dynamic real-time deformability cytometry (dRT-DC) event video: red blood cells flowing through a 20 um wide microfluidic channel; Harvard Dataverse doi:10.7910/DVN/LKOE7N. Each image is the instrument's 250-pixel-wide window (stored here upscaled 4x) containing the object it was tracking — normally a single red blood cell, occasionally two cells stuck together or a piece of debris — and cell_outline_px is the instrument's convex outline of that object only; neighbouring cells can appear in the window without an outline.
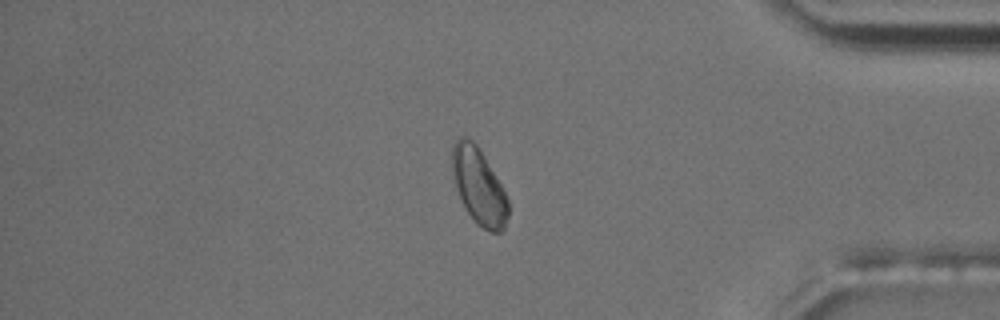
{"species": "common noctule bat (a hibernating species)", "species_latin": "Nyctalus noctula", "temperature_condition": "room temperature", "stored_images_in_passage": 55, "camera_frame_rate_fps": 3000, "um_per_image_px": 0.085, "animal": {"sex": "male", "body_mass_g": 17.5, "forearm_length_mm": 52.3}, "frame": {"image": 1, "passage_image": 47, "time_ms": 15.333, "image_size_px": [1000, 320], "cell_outline_px": [[508, 216], [504, 228], [500, 232], [488, 232], [476, 224], [468, 212], [460, 196], [452, 176], [452, 144], [460, 136], [468, 136], [476, 144], [500, 184], [508, 200]], "centroid_in_image_um": [40.68, 15.83], "position_along_channel_um": 394.5, "area_um2": 24.51}}